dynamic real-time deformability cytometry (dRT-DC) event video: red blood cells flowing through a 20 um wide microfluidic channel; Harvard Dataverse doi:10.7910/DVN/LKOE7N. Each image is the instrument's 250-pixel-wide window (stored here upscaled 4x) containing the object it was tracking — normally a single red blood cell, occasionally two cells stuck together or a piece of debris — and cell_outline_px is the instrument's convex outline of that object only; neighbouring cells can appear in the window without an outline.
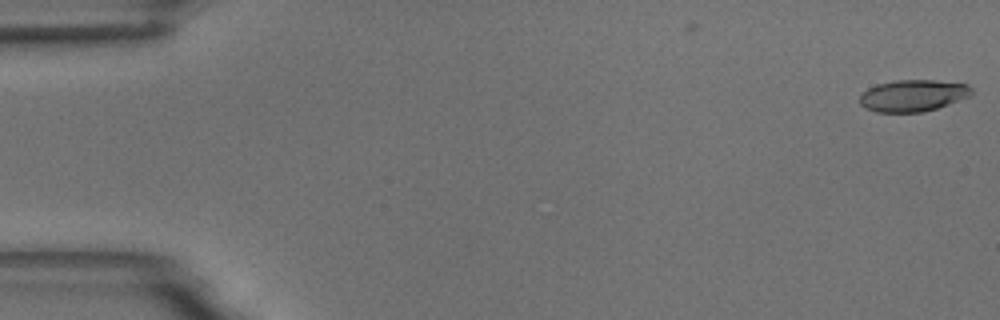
{"species": "common noctule bat (a hibernating species)", "species_latin": "Nyctalus noctula", "temperature_condition": "room temperature", "stored_images_in_passage": 2, "camera_frame_rate_fps": 3000, "um_per_image_px": 0.085, "animal": {"sex": "male", "body_mass_g": 18.8}, "frame": {"image": 1, "passage_image": 2, "time_ms": 0.333, "image_size_px": [1000, 320], "cell_outline_px": [[972, 92], [968, 96], [948, 104], [924, 112], [876, 112], [864, 108], [860, 104], [860, 96], [868, 88], [876, 84], [896, 80], [932, 80], [968, 84], [972, 88]], "centroid_in_image_um": [77.57, 8.12], "position_along_channel_um": 7.4, "area_um2": 20.58}}